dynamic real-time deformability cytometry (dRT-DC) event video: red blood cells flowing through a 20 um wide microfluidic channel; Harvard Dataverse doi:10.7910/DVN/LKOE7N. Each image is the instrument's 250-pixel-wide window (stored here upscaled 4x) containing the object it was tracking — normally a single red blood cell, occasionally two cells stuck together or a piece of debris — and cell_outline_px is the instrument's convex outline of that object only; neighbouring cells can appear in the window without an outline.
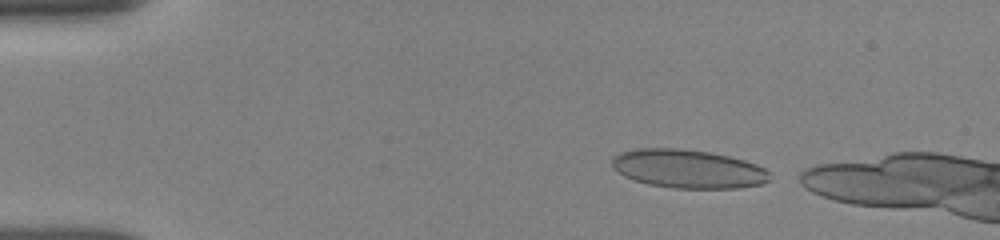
{"species": "human", "species_latin": "Homo sapiens", "temperature_condition": "room temperature", "stored_images_in_passage": 7, "camera_frame_rate_fps": 3000, "um_per_image_px": 0.085, "donor": {"sex": "female"}, "frame": {"image": 1, "passage_image": 2, "time_ms": 0.333, "image_size_px": [1000, 240], "cell_outline_px": [[772, 180], [764, 184], [736, 188], [672, 188], [648, 184], [624, 176], [612, 168], [612, 156], [620, 152], [636, 148], [680, 148], [708, 152], [728, 156], [744, 160], [756, 164], [764, 168], [768, 172]], "centroid_in_image_um": [58.48, 14.35], "position_along_channel_um": 26.5, "area_um2": 35.66}}